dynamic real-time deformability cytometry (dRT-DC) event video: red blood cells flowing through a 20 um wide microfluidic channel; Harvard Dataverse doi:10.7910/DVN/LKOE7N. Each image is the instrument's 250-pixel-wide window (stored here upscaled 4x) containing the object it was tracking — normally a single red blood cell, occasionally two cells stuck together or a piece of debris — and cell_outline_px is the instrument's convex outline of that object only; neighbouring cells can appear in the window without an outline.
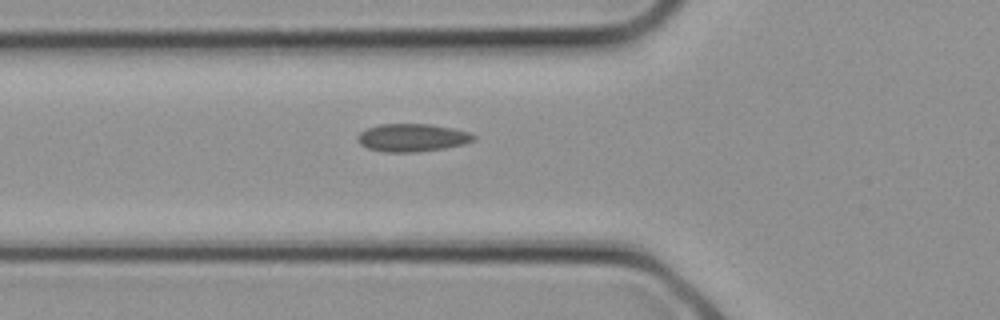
{"species": "common noctule bat (a hibernating species)", "species_latin": "Nyctalus noctula", "temperature_condition": "cold", "stored_images_in_passage": 3, "camera_frame_rate_fps": 3000, "um_per_image_px": 0.085, "animal": {"sex": "female", "body_mass_g": 21.9}, "frame": {"image": 1, "passage_image": 3, "time_ms": 0.667, "image_size_px": [1000, 320], "cell_outline_px": [[476, 140], [464, 144], [444, 148], [416, 152], [384, 152], [368, 148], [360, 144], [356, 140], [356, 136], [360, 132], [368, 128], [380, 124], [428, 124], [452, 128], [468, 132], [476, 136]], "centroid_in_image_um": [35.02, 11.7], "position_along_channel_um": 90.8, "area_um2": 18.84}}